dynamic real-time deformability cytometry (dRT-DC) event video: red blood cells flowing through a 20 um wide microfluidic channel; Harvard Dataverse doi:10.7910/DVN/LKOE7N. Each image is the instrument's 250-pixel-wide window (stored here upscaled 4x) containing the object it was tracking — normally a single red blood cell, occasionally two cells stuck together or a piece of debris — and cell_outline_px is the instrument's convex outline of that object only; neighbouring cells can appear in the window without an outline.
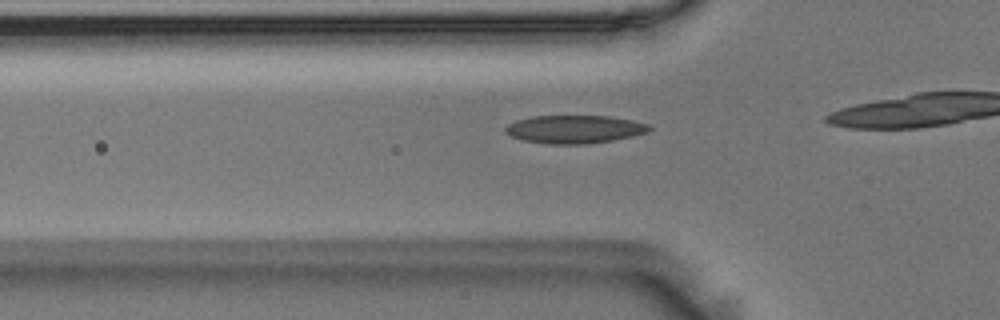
{"species": "Egyptian fruit bat (a non-hibernating species)", "species_latin": "Rousettus aegyptiacus", "temperature_condition": "room temperature", "stored_images_in_passage": 15, "camera_frame_rate_fps": 3000, "um_per_image_px": 0.085, "animal": {"sex": "male"}, "frame": {"image": 1, "passage_image": 9, "time_ms": 2.667, "image_size_px": [1000, 320], "cell_outline_px": [[652, 128], [648, 132], [632, 136], [612, 140], [588, 144], [548, 144], [524, 140], [512, 136], [504, 132], [504, 128], [508, 124], [516, 120], [532, 116], [608, 116], [632, 120], [648, 124]], "centroid_in_image_um": [48.82, 10.98], "position_along_channel_um": 77.0, "area_um2": 23.52}}